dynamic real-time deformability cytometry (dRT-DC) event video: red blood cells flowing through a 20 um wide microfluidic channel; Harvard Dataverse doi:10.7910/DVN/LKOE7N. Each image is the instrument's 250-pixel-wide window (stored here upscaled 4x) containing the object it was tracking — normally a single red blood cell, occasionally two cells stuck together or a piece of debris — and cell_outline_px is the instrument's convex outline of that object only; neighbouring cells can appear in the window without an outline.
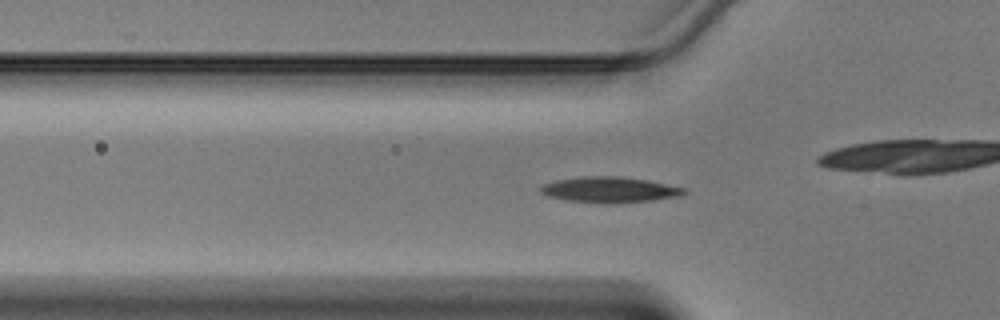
{"species": "Egyptian fruit bat (a non-hibernating species)", "species_latin": "Rousettus aegyptiacus", "temperature_condition": "warm", "stored_images_in_passage": 37, "camera_frame_rate_fps": 3000, "um_per_image_px": 0.085, "animal": {"sex": "male"}, "frame": {"image": 1, "passage_image": 5, "time_ms": 1.333, "image_size_px": [1000, 320], "cell_outline_px": [[688, 192], [680, 196], [652, 200], [568, 200], [548, 196], [540, 192], [540, 184], [556, 180], [580, 176], [620, 176], [644, 180], [688, 188]], "centroid_in_image_um": [51.81, 16.06], "position_along_channel_um": 74.0, "area_um2": 20.35}}
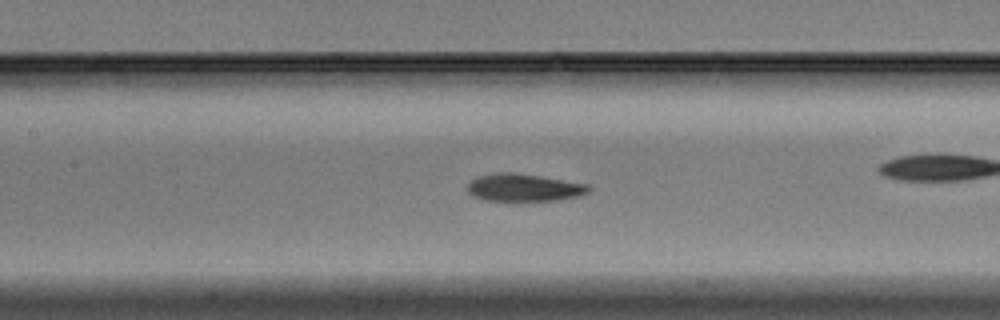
{"frame": {"image": 2, "passage_image": 11, "time_ms": 3.333, "image_size_px": [1000, 320], "cell_outline_px": [[592, 188], [588, 192], [576, 196], [560, 200], [484, 200], [472, 196], [468, 192], [468, 180], [476, 176], [496, 172], [516, 172], [588, 184]], "centroid_in_image_um": [44.48, 15.92], "position_along_channel_um": 162.9, "area_um2": 19.54}}
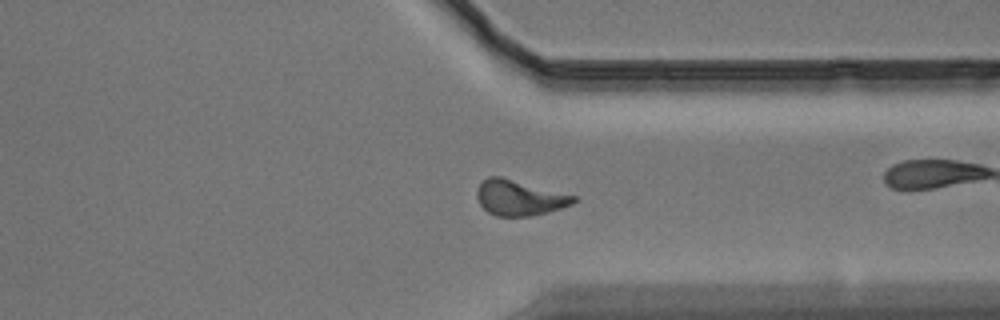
{"frame": {"image": 3, "passage_image": 25, "time_ms": 8.0, "image_size_px": [1000, 320], "cell_outline_px": [[576, 200], [572, 204], [548, 212], [532, 216], [496, 216], [488, 212], [480, 204], [476, 196], [476, 192], [480, 184], [488, 176], [500, 176], [576, 196]], "centroid_in_image_um": [44.13, 16.81], "position_along_channel_um": 367.3, "area_um2": 19.77}}